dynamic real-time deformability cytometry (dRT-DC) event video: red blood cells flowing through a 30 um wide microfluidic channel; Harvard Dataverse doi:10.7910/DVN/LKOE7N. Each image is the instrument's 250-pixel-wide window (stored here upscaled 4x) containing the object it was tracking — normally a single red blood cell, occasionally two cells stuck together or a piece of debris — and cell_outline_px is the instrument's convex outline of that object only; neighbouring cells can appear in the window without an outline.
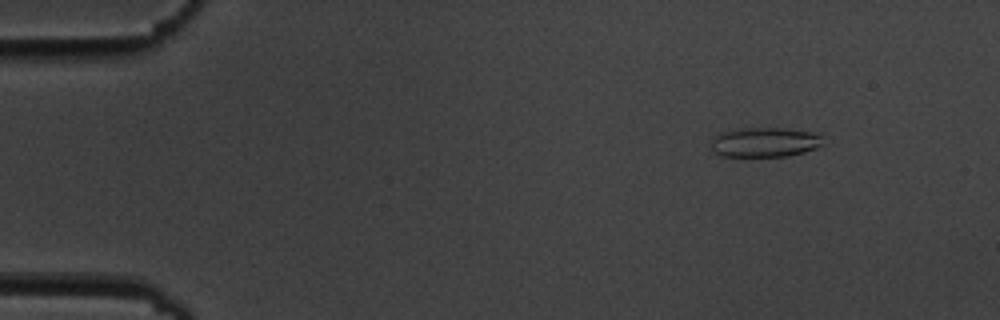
{"species": "common noctule bat (a hibernating species)", "species_latin": "Nyctalus noctula", "temperature_condition": "cold", "stored_images_in_passage": 6, "camera_frame_rate_fps": 3000, "um_per_image_px": 0.085, "animal": {"sex": "male", "body_mass_g": 19.5, "forearm_length_mm": 54.6}, "frame": {"image": 1, "passage_image": 2, "time_ms": 1.0, "image_size_px": [1000, 320], "cell_outline_px": [[824, 144], [816, 148], [804, 152], [788, 156], [720, 156], [712, 152], [712, 140], [720, 132], [744, 128], [784, 128], [820, 132]], "centroid_in_image_um": [65.06, 12.08], "position_along_channel_um": 19.9, "area_um2": 19.59}}
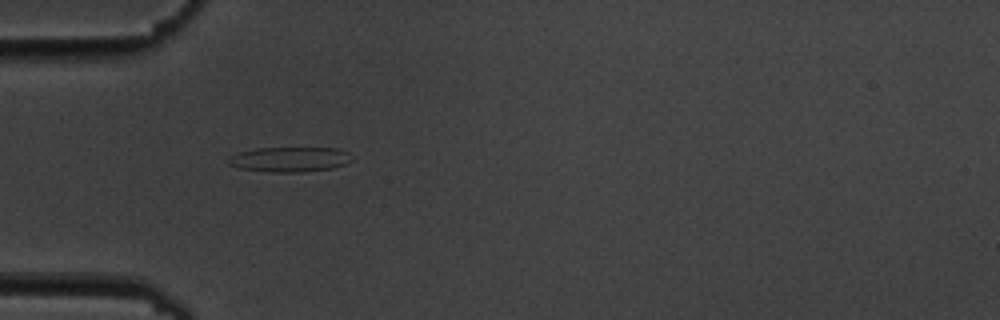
{"frame": {"image": 2, "passage_image": 5, "time_ms": 4.667, "image_size_px": [1000, 320], "cell_outline_px": [[352, 160], [348, 164], [332, 168], [304, 172], [272, 172], [240, 168], [228, 164], [228, 160], [232, 156], [240, 152], [256, 148], [336, 148], [348, 152]], "centroid_in_image_um": [24.67, 13.55], "position_along_channel_um": 60.3, "area_um2": 17.86}}